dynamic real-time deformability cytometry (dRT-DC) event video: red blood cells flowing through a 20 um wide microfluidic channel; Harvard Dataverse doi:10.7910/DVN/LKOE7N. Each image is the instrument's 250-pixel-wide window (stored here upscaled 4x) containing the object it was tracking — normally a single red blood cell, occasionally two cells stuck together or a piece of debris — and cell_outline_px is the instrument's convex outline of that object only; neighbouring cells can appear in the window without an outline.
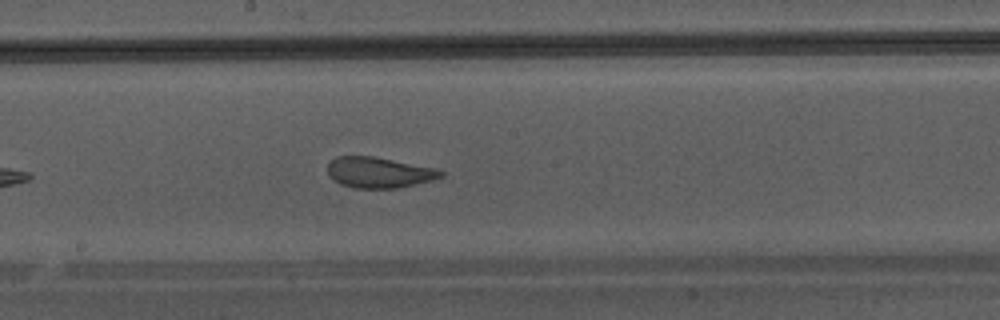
{"species": "Egyptian fruit bat (a non-hibernating species)", "species_latin": "Rousettus aegyptiacus", "temperature_condition": "warm", "stored_images_in_passage": 22, "camera_frame_rate_fps": 3000, "um_per_image_px": 0.085, "animal": {"sex": "male"}, "frame": {"image": 1, "passage_image": 13, "time_ms": 4.0, "image_size_px": [1000, 320], "cell_outline_px": [[444, 176], [432, 180], [396, 188], [356, 188], [340, 184], [328, 172], [328, 164], [336, 156], [372, 156], [436, 168], [444, 172]], "centroid_in_image_um": [32.23, 14.65], "position_along_channel_um": 216.0, "area_um2": 20.0}}
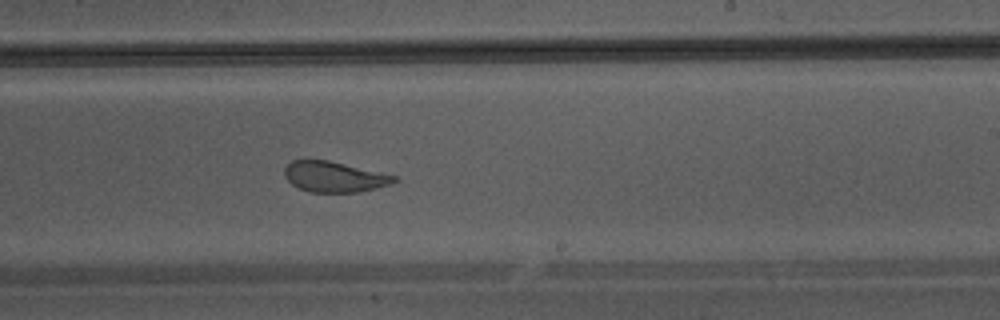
{"frame": {"image": 2, "passage_image": 16, "time_ms": 5.0, "image_size_px": [1000, 320], "cell_outline_px": [[400, 180], [388, 184], [356, 192], [308, 192], [292, 184], [284, 176], [284, 168], [292, 160], [328, 160], [396, 176]], "centroid_in_image_um": [28.36, 15.02], "position_along_channel_um": 260.6, "area_um2": 19.19}}